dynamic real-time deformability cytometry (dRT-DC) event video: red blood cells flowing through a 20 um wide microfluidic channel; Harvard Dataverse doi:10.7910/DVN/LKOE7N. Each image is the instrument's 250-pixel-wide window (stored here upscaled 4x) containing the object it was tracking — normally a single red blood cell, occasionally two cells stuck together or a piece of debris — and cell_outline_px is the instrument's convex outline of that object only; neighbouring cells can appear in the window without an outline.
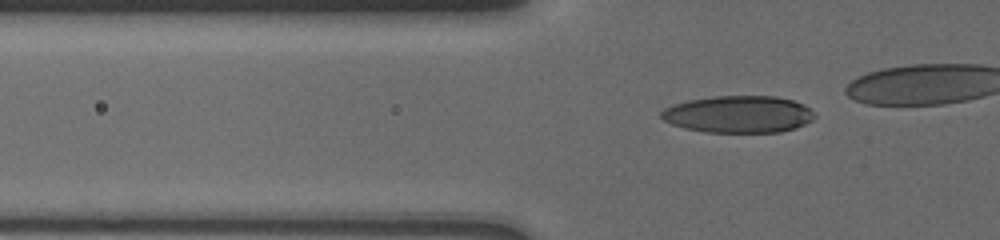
{"species": "human", "species_latin": "Homo sapiens", "temperature_condition": "cold", "stored_images_in_passage": 43, "camera_frame_rate_fps": 3000, "um_per_image_px": 0.085, "donor": {"sex": "male"}, "frame": {"image": 1, "passage_image": 8, "time_ms": 1.333, "image_size_px": [1000, 240], "cell_outline_px": [[816, 116], [812, 120], [804, 124], [780, 132], [708, 132], [684, 128], [672, 124], [664, 120], [660, 116], [660, 112], [664, 108], [672, 104], [688, 100], [716, 96], [776, 96], [792, 100], [804, 104]], "centroid_in_image_um": [62.74, 9.7], "position_along_channel_um": 63.1, "area_um2": 33.0}}
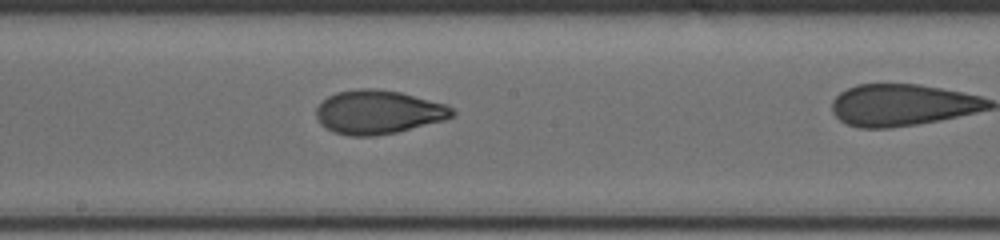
{"frame": {"image": 2, "passage_image": 30, "time_ms": 5.667, "image_size_px": [1000, 240], "cell_outline_px": [[456, 116], [444, 120], [396, 132], [372, 136], [348, 136], [332, 132], [324, 128], [320, 124], [316, 116], [316, 108], [328, 96], [336, 92], [360, 88], [372, 88], [400, 92], [444, 104], [452, 108], [456, 112]], "centroid_in_image_um": [32.12, 9.54], "position_along_channel_um": 216.1, "area_um2": 34.68}}
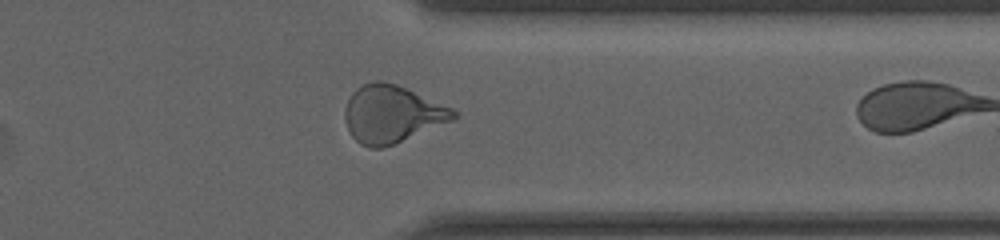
{"frame": {"image": 3, "passage_image": 41, "time_ms": 10.0, "image_size_px": [1000, 240], "cell_outline_px": [[460, 116], [452, 120], [392, 144], [380, 148], [368, 148], [360, 144], [352, 136], [344, 120], [344, 108], [352, 92], [356, 88], [372, 80], [380, 80], [396, 84], [452, 108]], "centroid_in_image_um": [33.27, 9.68], "position_along_channel_um": 378.1, "area_um2": 35.95}}